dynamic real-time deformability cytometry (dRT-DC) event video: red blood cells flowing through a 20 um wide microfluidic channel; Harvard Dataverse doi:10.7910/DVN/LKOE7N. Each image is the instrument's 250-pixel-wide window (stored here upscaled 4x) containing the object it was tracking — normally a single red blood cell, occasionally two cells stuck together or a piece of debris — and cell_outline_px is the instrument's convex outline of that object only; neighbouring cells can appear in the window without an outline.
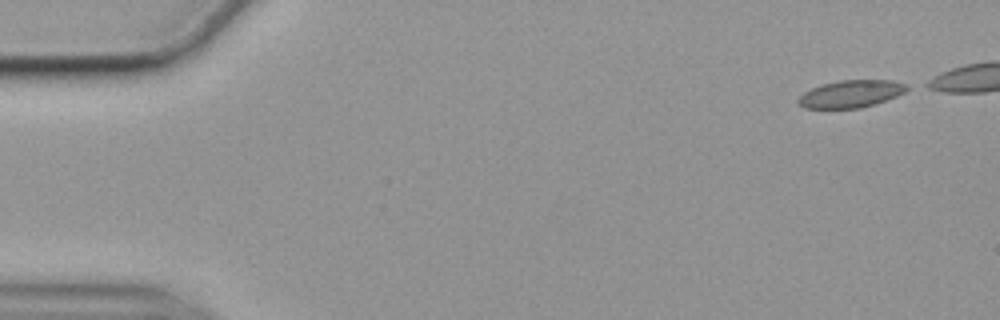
{"species": "common noctule bat (a hibernating species)", "species_latin": "Nyctalus noctula", "temperature_condition": "cold", "stored_images_in_passage": 47, "camera_frame_rate_fps": 3000, "um_per_image_px": 0.085, "animal": {"sex": "female", "body_mass_g": 19.9}, "frame": {"image": 1, "passage_image": 1, "time_ms": 0.0, "image_size_px": [1000, 320], "cell_outline_px": [[912, 88], [896, 96], [876, 104], [860, 108], [804, 108], [796, 100], [804, 92], [820, 84], [840, 80], [892, 80], [908, 84]], "centroid_in_image_um": [72.36, 7.97], "position_along_channel_um": 12.6, "area_um2": 17.46}}
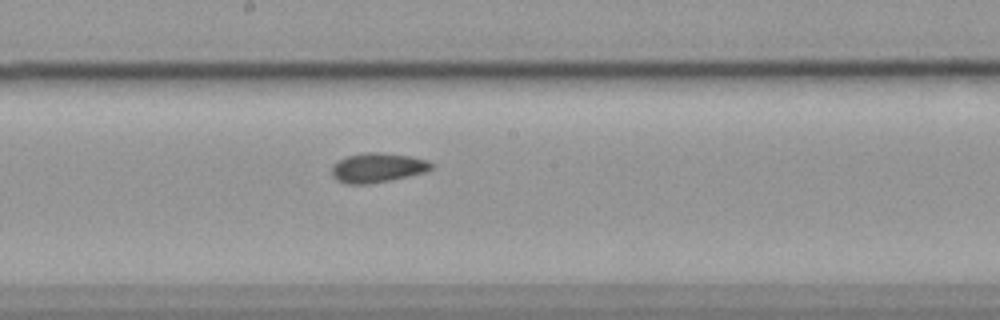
{"frame": {"image": 2, "passage_image": 28, "time_ms": 9.0, "image_size_px": [1000, 320], "cell_outline_px": [[436, 164], [432, 168], [424, 172], [408, 176], [368, 184], [348, 184], [336, 180], [332, 176], [332, 164], [336, 160], [348, 156], [364, 152], [380, 152], [412, 156], [428, 160]], "centroid_in_image_um": [32.08, 14.24], "position_along_channel_um": 216.1, "area_um2": 17.28}}
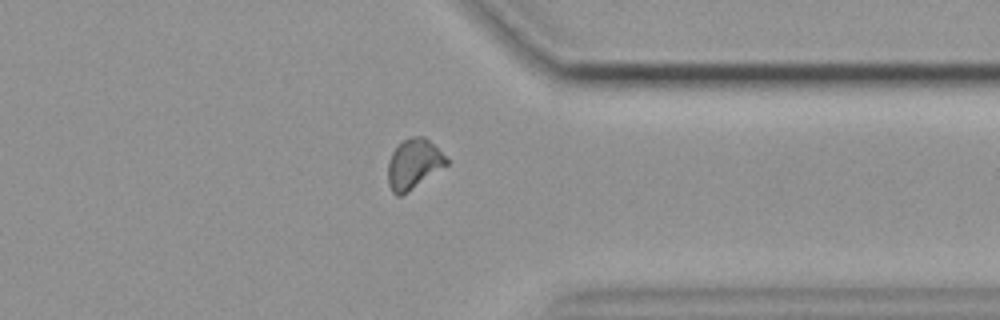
{"frame": {"image": 3, "passage_image": 42, "time_ms": 13.667, "image_size_px": [1000, 320], "cell_outline_px": [[452, 160], [448, 164], [408, 192], [400, 196], [396, 196], [392, 192], [388, 184], [388, 160], [392, 152], [404, 140], [412, 136], [424, 136]], "centroid_in_image_um": [35.19, 13.94], "position_along_channel_um": 376.2, "area_um2": 17.17}, "authors_computed_cell_mechanics": {"area_um2": 17.2244, "velocity_mm_per_s": 3.53, "shape_relaxation_time_tau1_ms": 6.0763, "shape_relaxation_time_tau2_ms": 2.6513, "deformation_change_tau1": 0.1088, "deformation_change_tau2": 0.0836}}